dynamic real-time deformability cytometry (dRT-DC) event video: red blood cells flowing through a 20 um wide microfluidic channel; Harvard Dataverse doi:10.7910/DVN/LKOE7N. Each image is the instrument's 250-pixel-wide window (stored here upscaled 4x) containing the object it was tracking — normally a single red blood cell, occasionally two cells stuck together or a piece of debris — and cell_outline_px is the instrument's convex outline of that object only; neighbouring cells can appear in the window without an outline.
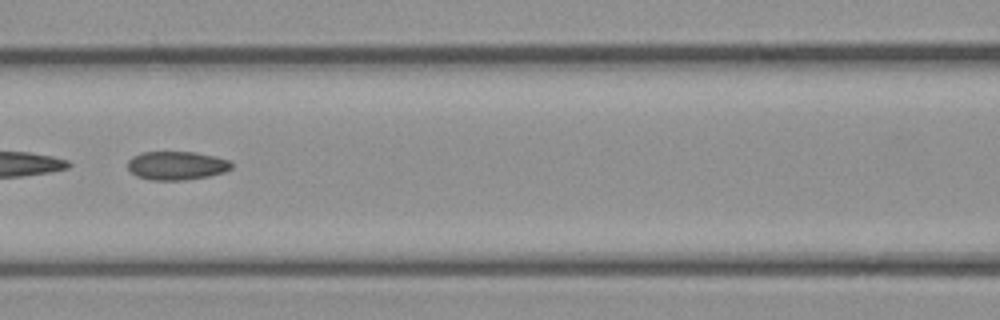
{"species": "common noctule bat (a hibernating species)", "species_latin": "Nyctalus noctula", "temperature_condition": "cold", "stored_images_in_passage": 39, "camera_frame_rate_fps": 3000, "um_per_image_px": 0.085, "animal": {"sex": "female", "body_mass_g": 21.9}, "frame": {"image": 1, "passage_image": 23, "time_ms": 7.333, "image_size_px": [1000, 320], "cell_outline_px": [[232, 168], [224, 172], [208, 176], [184, 180], [152, 180], [136, 176], [128, 168], [128, 160], [132, 156], [140, 152], [196, 152], [216, 156], [228, 160], [232, 164]], "centroid_in_image_um": [15.0, 14.06], "position_along_channel_um": 151.6, "area_um2": 17.34}}
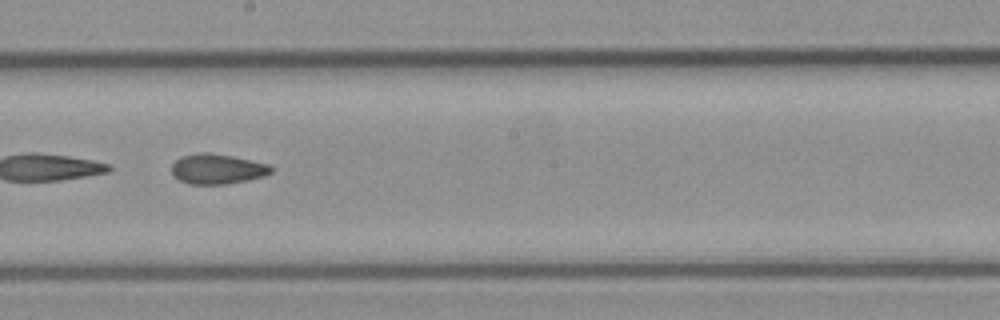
{"frame": {"image": 2, "passage_image": 29, "time_ms": 9.333, "image_size_px": [1000, 320], "cell_outline_px": [[272, 172], [264, 176], [248, 180], [224, 184], [188, 184], [172, 176], [172, 164], [176, 160], [184, 156], [200, 152], [208, 152], [232, 156], [268, 164], [272, 168]], "centroid_in_image_um": [18.45, 14.37], "position_along_channel_um": 229.7, "area_um2": 17.34}}